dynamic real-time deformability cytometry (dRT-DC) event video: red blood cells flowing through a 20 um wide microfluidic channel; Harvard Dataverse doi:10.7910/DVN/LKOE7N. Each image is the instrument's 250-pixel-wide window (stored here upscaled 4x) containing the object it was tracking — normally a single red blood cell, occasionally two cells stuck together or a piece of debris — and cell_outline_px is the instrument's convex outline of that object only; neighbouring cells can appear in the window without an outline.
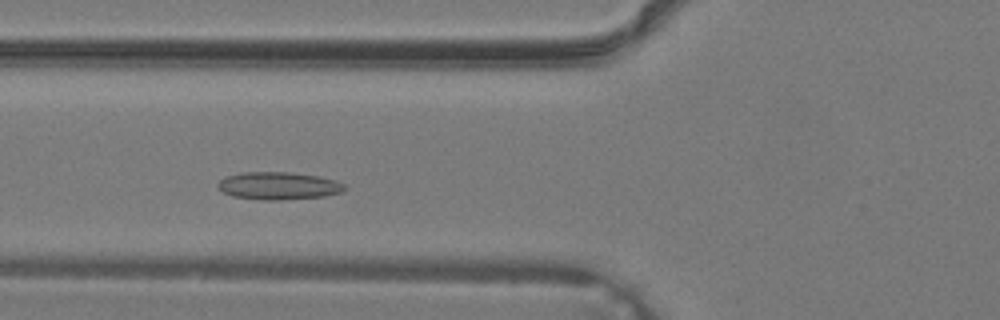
{"species": "common noctule bat (a hibernating species)", "species_latin": "Nyctalus noctula", "temperature_condition": "warm", "stored_images_in_passage": 23, "camera_frame_rate_fps": 3000, "um_per_image_px": 0.085, "animal": {"sex": "male", "body_mass_g": 19.2, "forearm_length_mm": 51.8}, "frame": {"image": 1, "passage_image": 7, "time_ms": 2.0, "image_size_px": [1000, 320], "cell_outline_px": [[348, 188], [344, 192], [324, 196], [280, 200], [264, 200], [232, 196], [216, 188], [216, 184], [224, 176], [240, 172], [288, 172], [316, 176], [336, 180], [344, 184]], "centroid_in_image_um": [23.65, 15.79], "position_along_channel_um": 102.1, "area_um2": 20.58}}
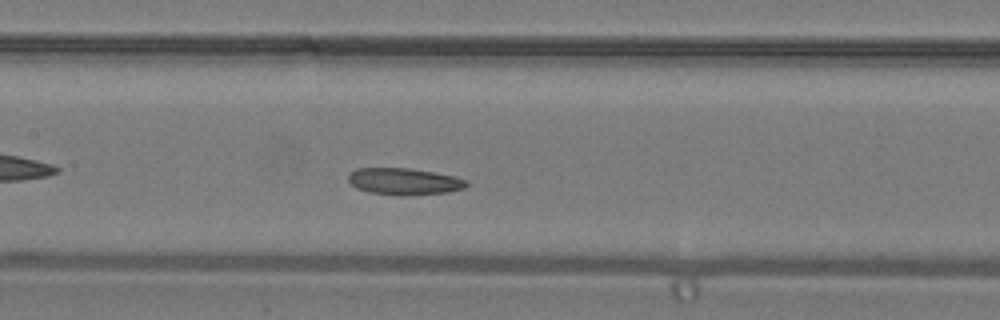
{"frame": {"image": 2, "passage_image": 11, "time_ms": 3.333, "image_size_px": [1000, 320], "cell_outline_px": [[468, 184], [464, 188], [448, 192], [404, 196], [400, 196], [368, 192], [356, 188], [348, 180], [348, 172], [356, 168], [408, 168], [432, 172], [452, 176], [468, 180]], "centroid_in_image_um": [34.31, 15.43], "position_along_channel_um": 173.1, "area_um2": 18.5}}
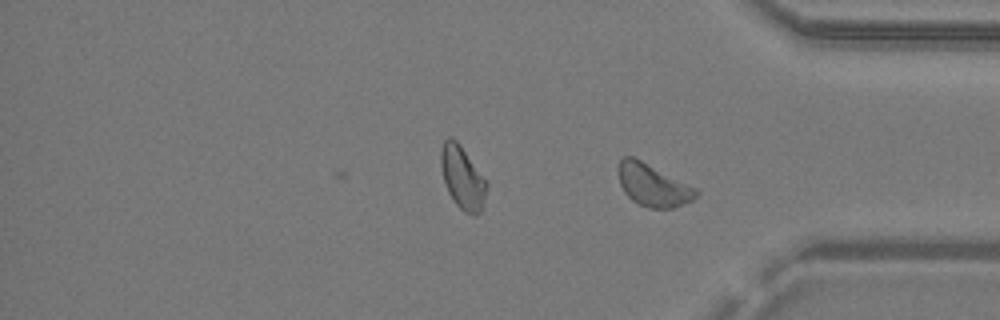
{"frame": {"image": 3, "passage_image": 23, "time_ms": 7.333, "image_size_px": [1000, 320], "cell_outline_px": [[700, 192], [692, 200], [672, 208], [648, 208], [636, 204], [624, 192], [620, 184], [620, 160], [624, 156], [632, 156], [696, 188]], "centroid_in_image_um": [55.51, 15.77], "position_along_channel_um": 379.7, "area_um2": 18.73}}